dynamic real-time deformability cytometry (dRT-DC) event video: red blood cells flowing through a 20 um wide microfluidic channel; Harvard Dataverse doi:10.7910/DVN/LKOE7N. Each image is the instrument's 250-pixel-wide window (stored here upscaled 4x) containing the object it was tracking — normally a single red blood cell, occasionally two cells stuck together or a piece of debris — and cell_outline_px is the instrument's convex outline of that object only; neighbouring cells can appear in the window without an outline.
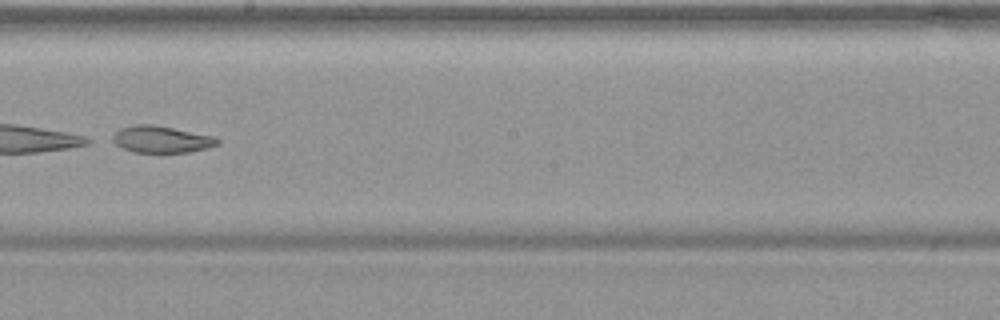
{"species": "common noctule bat (a hibernating species)", "species_latin": "Nyctalus noctula", "temperature_condition": "warm", "stored_images_in_passage": 22, "camera_frame_rate_fps": 3000, "um_per_image_px": 0.085, "animal": {"sex": "female", "body_mass_g": 19.9}, "frame": {"image": 1, "passage_image": 19, "time_ms": 6.0, "image_size_px": [1000, 320], "cell_outline_px": [[220, 144], [208, 148], [188, 152], [132, 152], [108, 140], [120, 128], [136, 124], [152, 124], [216, 136], [220, 140]], "centroid_in_image_um": [13.73, 11.84], "position_along_channel_um": 234.5, "area_um2": 16.53}}